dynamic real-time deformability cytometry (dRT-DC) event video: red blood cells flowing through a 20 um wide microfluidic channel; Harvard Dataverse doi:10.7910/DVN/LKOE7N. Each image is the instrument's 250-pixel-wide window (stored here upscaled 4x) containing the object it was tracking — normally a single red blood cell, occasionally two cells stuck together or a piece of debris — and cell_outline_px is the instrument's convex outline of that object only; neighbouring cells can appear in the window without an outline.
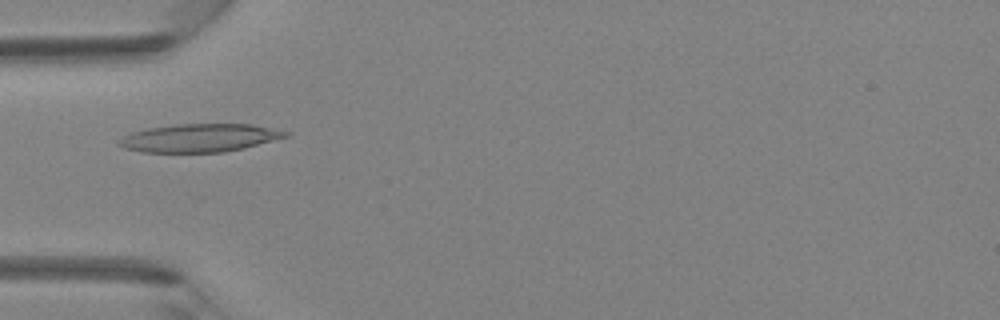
{"species": "Egyptian fruit bat (a non-hibernating species)", "species_latin": "Rousettus aegyptiacus", "temperature_condition": "room temperature", "stored_images_in_passage": 24, "camera_frame_rate_fps": 3000, "um_per_image_px": 0.085, "animal": {"sex": "female"}, "frame": {"image": 1, "passage_image": 3, "time_ms": 0.667, "image_size_px": [1000, 320], "cell_outline_px": [[292, 136], [244, 148], [224, 152], [140, 152], [124, 148], [116, 144], [116, 140], [132, 132], [148, 128], [176, 124], [252, 124], [292, 132]], "centroid_in_image_um": [17.0, 11.72], "position_along_channel_um": 68.0, "area_um2": 27.63}}
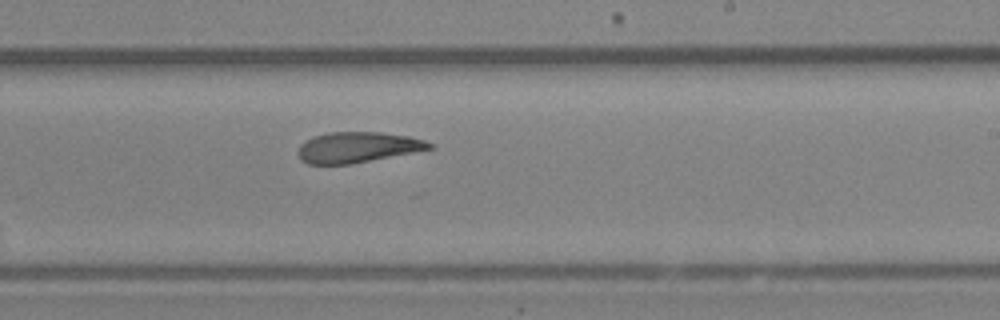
{"frame": {"image": 2, "passage_image": 15, "time_ms": 4.667, "image_size_px": [1000, 320], "cell_outline_px": [[436, 148], [348, 164], [308, 164], [300, 160], [296, 152], [300, 144], [312, 136], [328, 132], [380, 132], [408, 136], [424, 140], [432, 144]], "centroid_in_image_um": [30.35, 12.51], "position_along_channel_um": 258.7, "area_um2": 23.47}}
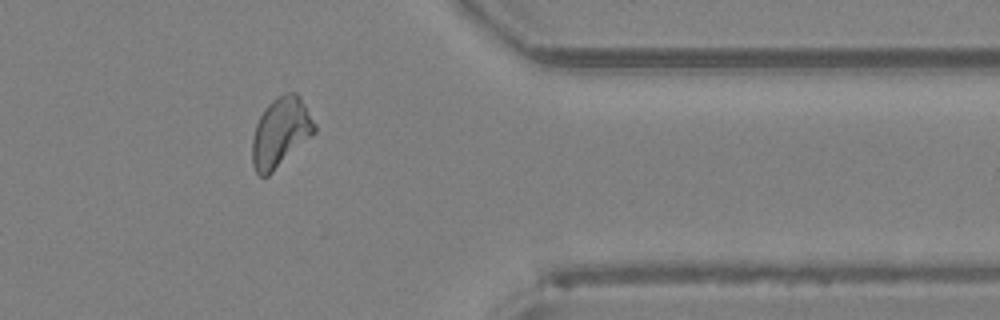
{"frame": {"image": 3, "passage_image": 24, "time_ms": 7.667, "image_size_px": [1000, 320], "cell_outline_px": [[316, 132], [268, 176], [260, 176], [256, 172], [252, 164], [252, 136], [256, 124], [264, 108], [276, 96], [284, 92], [296, 92], [300, 96], [316, 124]], "centroid_in_image_um": [23.85, 11.22], "position_along_channel_um": 387.6, "area_um2": 25.32}}